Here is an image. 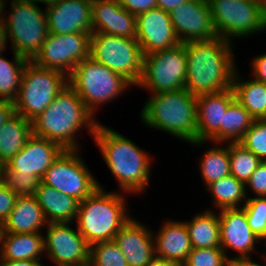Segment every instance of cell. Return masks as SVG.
<instances>
[{
    "label": "cell",
    "instance_id": "obj_40",
    "mask_svg": "<svg viewBox=\"0 0 266 266\" xmlns=\"http://www.w3.org/2000/svg\"><path fill=\"white\" fill-rule=\"evenodd\" d=\"M256 197H266V161H262L245 184Z\"/></svg>",
    "mask_w": 266,
    "mask_h": 266
},
{
    "label": "cell",
    "instance_id": "obj_44",
    "mask_svg": "<svg viewBox=\"0 0 266 266\" xmlns=\"http://www.w3.org/2000/svg\"><path fill=\"white\" fill-rule=\"evenodd\" d=\"M16 113L12 101L0 99V128Z\"/></svg>",
    "mask_w": 266,
    "mask_h": 266
},
{
    "label": "cell",
    "instance_id": "obj_20",
    "mask_svg": "<svg viewBox=\"0 0 266 266\" xmlns=\"http://www.w3.org/2000/svg\"><path fill=\"white\" fill-rule=\"evenodd\" d=\"M63 151L57 143L32 134L24 147L5 165L15 172L35 175L42 180L46 170Z\"/></svg>",
    "mask_w": 266,
    "mask_h": 266
},
{
    "label": "cell",
    "instance_id": "obj_37",
    "mask_svg": "<svg viewBox=\"0 0 266 266\" xmlns=\"http://www.w3.org/2000/svg\"><path fill=\"white\" fill-rule=\"evenodd\" d=\"M243 208L252 231L262 239L266 235V197H247Z\"/></svg>",
    "mask_w": 266,
    "mask_h": 266
},
{
    "label": "cell",
    "instance_id": "obj_42",
    "mask_svg": "<svg viewBox=\"0 0 266 266\" xmlns=\"http://www.w3.org/2000/svg\"><path fill=\"white\" fill-rule=\"evenodd\" d=\"M118 2L120 6L135 16L157 8V0H118Z\"/></svg>",
    "mask_w": 266,
    "mask_h": 266
},
{
    "label": "cell",
    "instance_id": "obj_15",
    "mask_svg": "<svg viewBox=\"0 0 266 266\" xmlns=\"http://www.w3.org/2000/svg\"><path fill=\"white\" fill-rule=\"evenodd\" d=\"M169 14L180 43L212 40L218 37L208 0H188Z\"/></svg>",
    "mask_w": 266,
    "mask_h": 266
},
{
    "label": "cell",
    "instance_id": "obj_21",
    "mask_svg": "<svg viewBox=\"0 0 266 266\" xmlns=\"http://www.w3.org/2000/svg\"><path fill=\"white\" fill-rule=\"evenodd\" d=\"M92 33L136 39V16L120 6L118 0L92 1Z\"/></svg>",
    "mask_w": 266,
    "mask_h": 266
},
{
    "label": "cell",
    "instance_id": "obj_16",
    "mask_svg": "<svg viewBox=\"0 0 266 266\" xmlns=\"http://www.w3.org/2000/svg\"><path fill=\"white\" fill-rule=\"evenodd\" d=\"M220 243L227 258L232 262L241 258H250L255 244L261 239L248 224L244 208H227L219 212ZM229 249L236 251V256L229 257Z\"/></svg>",
    "mask_w": 266,
    "mask_h": 266
},
{
    "label": "cell",
    "instance_id": "obj_32",
    "mask_svg": "<svg viewBox=\"0 0 266 266\" xmlns=\"http://www.w3.org/2000/svg\"><path fill=\"white\" fill-rule=\"evenodd\" d=\"M13 62L0 54V99L14 102L28 60L13 52Z\"/></svg>",
    "mask_w": 266,
    "mask_h": 266
},
{
    "label": "cell",
    "instance_id": "obj_7",
    "mask_svg": "<svg viewBox=\"0 0 266 266\" xmlns=\"http://www.w3.org/2000/svg\"><path fill=\"white\" fill-rule=\"evenodd\" d=\"M9 17H4L7 39L12 51L32 61L48 35L45 9L33 0H11ZM10 37V38H9Z\"/></svg>",
    "mask_w": 266,
    "mask_h": 266
},
{
    "label": "cell",
    "instance_id": "obj_41",
    "mask_svg": "<svg viewBox=\"0 0 266 266\" xmlns=\"http://www.w3.org/2000/svg\"><path fill=\"white\" fill-rule=\"evenodd\" d=\"M17 197L0 179V225L8 218L14 208Z\"/></svg>",
    "mask_w": 266,
    "mask_h": 266
},
{
    "label": "cell",
    "instance_id": "obj_33",
    "mask_svg": "<svg viewBox=\"0 0 266 266\" xmlns=\"http://www.w3.org/2000/svg\"><path fill=\"white\" fill-rule=\"evenodd\" d=\"M199 164L202 180L207 187L209 184L231 174L229 143L223 148L216 146L206 149Z\"/></svg>",
    "mask_w": 266,
    "mask_h": 266
},
{
    "label": "cell",
    "instance_id": "obj_28",
    "mask_svg": "<svg viewBox=\"0 0 266 266\" xmlns=\"http://www.w3.org/2000/svg\"><path fill=\"white\" fill-rule=\"evenodd\" d=\"M237 68L232 80L235 99L254 119L266 120V84L256 79L241 81Z\"/></svg>",
    "mask_w": 266,
    "mask_h": 266
},
{
    "label": "cell",
    "instance_id": "obj_8",
    "mask_svg": "<svg viewBox=\"0 0 266 266\" xmlns=\"http://www.w3.org/2000/svg\"><path fill=\"white\" fill-rule=\"evenodd\" d=\"M67 85L68 76L64 73L42 68L28 61L22 75L19 93L13 102L16 113L32 121Z\"/></svg>",
    "mask_w": 266,
    "mask_h": 266
},
{
    "label": "cell",
    "instance_id": "obj_6",
    "mask_svg": "<svg viewBox=\"0 0 266 266\" xmlns=\"http://www.w3.org/2000/svg\"><path fill=\"white\" fill-rule=\"evenodd\" d=\"M68 84L77 92L94 115L98 105L115 100L132 84L91 56L78 63L68 77Z\"/></svg>",
    "mask_w": 266,
    "mask_h": 266
},
{
    "label": "cell",
    "instance_id": "obj_24",
    "mask_svg": "<svg viewBox=\"0 0 266 266\" xmlns=\"http://www.w3.org/2000/svg\"><path fill=\"white\" fill-rule=\"evenodd\" d=\"M34 197L42 208L47 223H73L76 220L79 201L74 197L42 182L39 183Z\"/></svg>",
    "mask_w": 266,
    "mask_h": 266
},
{
    "label": "cell",
    "instance_id": "obj_10",
    "mask_svg": "<svg viewBox=\"0 0 266 266\" xmlns=\"http://www.w3.org/2000/svg\"><path fill=\"white\" fill-rule=\"evenodd\" d=\"M213 25L218 37H248L266 30L258 0H208Z\"/></svg>",
    "mask_w": 266,
    "mask_h": 266
},
{
    "label": "cell",
    "instance_id": "obj_38",
    "mask_svg": "<svg viewBox=\"0 0 266 266\" xmlns=\"http://www.w3.org/2000/svg\"><path fill=\"white\" fill-rule=\"evenodd\" d=\"M222 248H192L181 266H230Z\"/></svg>",
    "mask_w": 266,
    "mask_h": 266
},
{
    "label": "cell",
    "instance_id": "obj_34",
    "mask_svg": "<svg viewBox=\"0 0 266 266\" xmlns=\"http://www.w3.org/2000/svg\"><path fill=\"white\" fill-rule=\"evenodd\" d=\"M229 157L231 175L244 184L247 183L258 165L262 162L240 142H229Z\"/></svg>",
    "mask_w": 266,
    "mask_h": 266
},
{
    "label": "cell",
    "instance_id": "obj_45",
    "mask_svg": "<svg viewBox=\"0 0 266 266\" xmlns=\"http://www.w3.org/2000/svg\"><path fill=\"white\" fill-rule=\"evenodd\" d=\"M1 266H44L39 260H2Z\"/></svg>",
    "mask_w": 266,
    "mask_h": 266
},
{
    "label": "cell",
    "instance_id": "obj_11",
    "mask_svg": "<svg viewBox=\"0 0 266 266\" xmlns=\"http://www.w3.org/2000/svg\"><path fill=\"white\" fill-rule=\"evenodd\" d=\"M185 44L144 55L143 71L137 87L152 94L185 88L187 76Z\"/></svg>",
    "mask_w": 266,
    "mask_h": 266
},
{
    "label": "cell",
    "instance_id": "obj_55",
    "mask_svg": "<svg viewBox=\"0 0 266 266\" xmlns=\"http://www.w3.org/2000/svg\"><path fill=\"white\" fill-rule=\"evenodd\" d=\"M1 262H2V255H1V249H0V266H1Z\"/></svg>",
    "mask_w": 266,
    "mask_h": 266
},
{
    "label": "cell",
    "instance_id": "obj_47",
    "mask_svg": "<svg viewBox=\"0 0 266 266\" xmlns=\"http://www.w3.org/2000/svg\"><path fill=\"white\" fill-rule=\"evenodd\" d=\"M147 266H181L177 262L155 257Z\"/></svg>",
    "mask_w": 266,
    "mask_h": 266
},
{
    "label": "cell",
    "instance_id": "obj_26",
    "mask_svg": "<svg viewBox=\"0 0 266 266\" xmlns=\"http://www.w3.org/2000/svg\"><path fill=\"white\" fill-rule=\"evenodd\" d=\"M2 260H40L44 252L42 233L0 232Z\"/></svg>",
    "mask_w": 266,
    "mask_h": 266
},
{
    "label": "cell",
    "instance_id": "obj_27",
    "mask_svg": "<svg viewBox=\"0 0 266 266\" xmlns=\"http://www.w3.org/2000/svg\"><path fill=\"white\" fill-rule=\"evenodd\" d=\"M203 212L195 214L191 221H185L191 246L192 248H221L219 214L210 209Z\"/></svg>",
    "mask_w": 266,
    "mask_h": 266
},
{
    "label": "cell",
    "instance_id": "obj_5",
    "mask_svg": "<svg viewBox=\"0 0 266 266\" xmlns=\"http://www.w3.org/2000/svg\"><path fill=\"white\" fill-rule=\"evenodd\" d=\"M118 193L98 187L79 202L76 226L90 246L114 240L116 233L131 218L127 214L126 198L122 192Z\"/></svg>",
    "mask_w": 266,
    "mask_h": 266
},
{
    "label": "cell",
    "instance_id": "obj_52",
    "mask_svg": "<svg viewBox=\"0 0 266 266\" xmlns=\"http://www.w3.org/2000/svg\"><path fill=\"white\" fill-rule=\"evenodd\" d=\"M33 1H35L37 3H43L45 5H49V4H52V3L57 2L59 0H33Z\"/></svg>",
    "mask_w": 266,
    "mask_h": 266
},
{
    "label": "cell",
    "instance_id": "obj_3",
    "mask_svg": "<svg viewBox=\"0 0 266 266\" xmlns=\"http://www.w3.org/2000/svg\"><path fill=\"white\" fill-rule=\"evenodd\" d=\"M93 137L122 192H144L150 181L152 157L136 143L101 123H98Z\"/></svg>",
    "mask_w": 266,
    "mask_h": 266
},
{
    "label": "cell",
    "instance_id": "obj_25",
    "mask_svg": "<svg viewBox=\"0 0 266 266\" xmlns=\"http://www.w3.org/2000/svg\"><path fill=\"white\" fill-rule=\"evenodd\" d=\"M47 224L34 196L17 197L14 208L1 225V232L42 233L41 227Z\"/></svg>",
    "mask_w": 266,
    "mask_h": 266
},
{
    "label": "cell",
    "instance_id": "obj_30",
    "mask_svg": "<svg viewBox=\"0 0 266 266\" xmlns=\"http://www.w3.org/2000/svg\"><path fill=\"white\" fill-rule=\"evenodd\" d=\"M207 191L213 196L212 201L217 209L242 208L240 202L247 200V190L242 181L233 175H227L207 186Z\"/></svg>",
    "mask_w": 266,
    "mask_h": 266
},
{
    "label": "cell",
    "instance_id": "obj_36",
    "mask_svg": "<svg viewBox=\"0 0 266 266\" xmlns=\"http://www.w3.org/2000/svg\"><path fill=\"white\" fill-rule=\"evenodd\" d=\"M0 179L4 185L12 190L18 197L34 196L41 182L35 175L15 172L6 165L4 166Z\"/></svg>",
    "mask_w": 266,
    "mask_h": 266
},
{
    "label": "cell",
    "instance_id": "obj_39",
    "mask_svg": "<svg viewBox=\"0 0 266 266\" xmlns=\"http://www.w3.org/2000/svg\"><path fill=\"white\" fill-rule=\"evenodd\" d=\"M240 143L261 161H266V120L254 119Z\"/></svg>",
    "mask_w": 266,
    "mask_h": 266
},
{
    "label": "cell",
    "instance_id": "obj_46",
    "mask_svg": "<svg viewBox=\"0 0 266 266\" xmlns=\"http://www.w3.org/2000/svg\"><path fill=\"white\" fill-rule=\"evenodd\" d=\"M188 0H157V7L161 8L165 12L170 13L181 3L187 2Z\"/></svg>",
    "mask_w": 266,
    "mask_h": 266
},
{
    "label": "cell",
    "instance_id": "obj_1",
    "mask_svg": "<svg viewBox=\"0 0 266 266\" xmlns=\"http://www.w3.org/2000/svg\"><path fill=\"white\" fill-rule=\"evenodd\" d=\"M184 44L188 69L185 88L190 93L198 96L232 87L236 61L230 41L217 37Z\"/></svg>",
    "mask_w": 266,
    "mask_h": 266
},
{
    "label": "cell",
    "instance_id": "obj_9",
    "mask_svg": "<svg viewBox=\"0 0 266 266\" xmlns=\"http://www.w3.org/2000/svg\"><path fill=\"white\" fill-rule=\"evenodd\" d=\"M90 56L137 86L142 77L144 55L136 39L92 33Z\"/></svg>",
    "mask_w": 266,
    "mask_h": 266
},
{
    "label": "cell",
    "instance_id": "obj_54",
    "mask_svg": "<svg viewBox=\"0 0 266 266\" xmlns=\"http://www.w3.org/2000/svg\"><path fill=\"white\" fill-rule=\"evenodd\" d=\"M262 240H265L264 242L266 243V235L261 239V241H262ZM264 257H266L265 254H264ZM265 261H266V260H265Z\"/></svg>",
    "mask_w": 266,
    "mask_h": 266
},
{
    "label": "cell",
    "instance_id": "obj_35",
    "mask_svg": "<svg viewBox=\"0 0 266 266\" xmlns=\"http://www.w3.org/2000/svg\"><path fill=\"white\" fill-rule=\"evenodd\" d=\"M89 266H128L125 255L114 240L90 246Z\"/></svg>",
    "mask_w": 266,
    "mask_h": 266
},
{
    "label": "cell",
    "instance_id": "obj_14",
    "mask_svg": "<svg viewBox=\"0 0 266 266\" xmlns=\"http://www.w3.org/2000/svg\"><path fill=\"white\" fill-rule=\"evenodd\" d=\"M70 223H48L44 252L58 266H89L90 245Z\"/></svg>",
    "mask_w": 266,
    "mask_h": 266
},
{
    "label": "cell",
    "instance_id": "obj_17",
    "mask_svg": "<svg viewBox=\"0 0 266 266\" xmlns=\"http://www.w3.org/2000/svg\"><path fill=\"white\" fill-rule=\"evenodd\" d=\"M235 100L232 87L221 92L196 96V141L190 144L200 146L210 140L216 145L220 144V128L223 126L224 114Z\"/></svg>",
    "mask_w": 266,
    "mask_h": 266
},
{
    "label": "cell",
    "instance_id": "obj_13",
    "mask_svg": "<svg viewBox=\"0 0 266 266\" xmlns=\"http://www.w3.org/2000/svg\"><path fill=\"white\" fill-rule=\"evenodd\" d=\"M92 33L51 34L32 62L70 76L75 66L90 56Z\"/></svg>",
    "mask_w": 266,
    "mask_h": 266
},
{
    "label": "cell",
    "instance_id": "obj_29",
    "mask_svg": "<svg viewBox=\"0 0 266 266\" xmlns=\"http://www.w3.org/2000/svg\"><path fill=\"white\" fill-rule=\"evenodd\" d=\"M32 135V122L15 113L0 128V158L6 164Z\"/></svg>",
    "mask_w": 266,
    "mask_h": 266
},
{
    "label": "cell",
    "instance_id": "obj_19",
    "mask_svg": "<svg viewBox=\"0 0 266 266\" xmlns=\"http://www.w3.org/2000/svg\"><path fill=\"white\" fill-rule=\"evenodd\" d=\"M48 33H92L91 0H59L46 6Z\"/></svg>",
    "mask_w": 266,
    "mask_h": 266
},
{
    "label": "cell",
    "instance_id": "obj_43",
    "mask_svg": "<svg viewBox=\"0 0 266 266\" xmlns=\"http://www.w3.org/2000/svg\"><path fill=\"white\" fill-rule=\"evenodd\" d=\"M251 64L254 79L266 84V53L256 55Z\"/></svg>",
    "mask_w": 266,
    "mask_h": 266
},
{
    "label": "cell",
    "instance_id": "obj_49",
    "mask_svg": "<svg viewBox=\"0 0 266 266\" xmlns=\"http://www.w3.org/2000/svg\"><path fill=\"white\" fill-rule=\"evenodd\" d=\"M7 43L8 39L4 24H0V54L6 50Z\"/></svg>",
    "mask_w": 266,
    "mask_h": 266
},
{
    "label": "cell",
    "instance_id": "obj_48",
    "mask_svg": "<svg viewBox=\"0 0 266 266\" xmlns=\"http://www.w3.org/2000/svg\"><path fill=\"white\" fill-rule=\"evenodd\" d=\"M230 266H262V264L256 263L254 260H252V257H251V258H241V259L232 261L230 263Z\"/></svg>",
    "mask_w": 266,
    "mask_h": 266
},
{
    "label": "cell",
    "instance_id": "obj_53",
    "mask_svg": "<svg viewBox=\"0 0 266 266\" xmlns=\"http://www.w3.org/2000/svg\"><path fill=\"white\" fill-rule=\"evenodd\" d=\"M4 166H5V163H4V161L0 158V178H1L2 171H3V169H4Z\"/></svg>",
    "mask_w": 266,
    "mask_h": 266
},
{
    "label": "cell",
    "instance_id": "obj_18",
    "mask_svg": "<svg viewBox=\"0 0 266 266\" xmlns=\"http://www.w3.org/2000/svg\"><path fill=\"white\" fill-rule=\"evenodd\" d=\"M136 40L143 55L172 48L180 43L170 14L161 8L150 9L136 16Z\"/></svg>",
    "mask_w": 266,
    "mask_h": 266
},
{
    "label": "cell",
    "instance_id": "obj_23",
    "mask_svg": "<svg viewBox=\"0 0 266 266\" xmlns=\"http://www.w3.org/2000/svg\"><path fill=\"white\" fill-rule=\"evenodd\" d=\"M157 257L182 265L192 250L189 232L184 221L166 220L159 232H153Z\"/></svg>",
    "mask_w": 266,
    "mask_h": 266
},
{
    "label": "cell",
    "instance_id": "obj_4",
    "mask_svg": "<svg viewBox=\"0 0 266 266\" xmlns=\"http://www.w3.org/2000/svg\"><path fill=\"white\" fill-rule=\"evenodd\" d=\"M142 122L188 143L196 141V96L186 88L151 94L141 110Z\"/></svg>",
    "mask_w": 266,
    "mask_h": 266
},
{
    "label": "cell",
    "instance_id": "obj_31",
    "mask_svg": "<svg viewBox=\"0 0 266 266\" xmlns=\"http://www.w3.org/2000/svg\"><path fill=\"white\" fill-rule=\"evenodd\" d=\"M254 118L248 110L235 100L224 114L220 128V145L225 142H240L245 132L251 127Z\"/></svg>",
    "mask_w": 266,
    "mask_h": 266
},
{
    "label": "cell",
    "instance_id": "obj_2",
    "mask_svg": "<svg viewBox=\"0 0 266 266\" xmlns=\"http://www.w3.org/2000/svg\"><path fill=\"white\" fill-rule=\"evenodd\" d=\"M31 122L32 134L55 142L64 150H78L79 129L86 126L93 136L99 123L69 84Z\"/></svg>",
    "mask_w": 266,
    "mask_h": 266
},
{
    "label": "cell",
    "instance_id": "obj_12",
    "mask_svg": "<svg viewBox=\"0 0 266 266\" xmlns=\"http://www.w3.org/2000/svg\"><path fill=\"white\" fill-rule=\"evenodd\" d=\"M78 152L80 150H64L46 170L41 182L81 202L102 186Z\"/></svg>",
    "mask_w": 266,
    "mask_h": 266
},
{
    "label": "cell",
    "instance_id": "obj_50",
    "mask_svg": "<svg viewBox=\"0 0 266 266\" xmlns=\"http://www.w3.org/2000/svg\"><path fill=\"white\" fill-rule=\"evenodd\" d=\"M7 2L0 0V24H3L4 22V17L6 16L4 13V8L6 6Z\"/></svg>",
    "mask_w": 266,
    "mask_h": 266
},
{
    "label": "cell",
    "instance_id": "obj_22",
    "mask_svg": "<svg viewBox=\"0 0 266 266\" xmlns=\"http://www.w3.org/2000/svg\"><path fill=\"white\" fill-rule=\"evenodd\" d=\"M114 241L128 266H147L156 257L153 232L133 217L116 233Z\"/></svg>",
    "mask_w": 266,
    "mask_h": 266
},
{
    "label": "cell",
    "instance_id": "obj_51",
    "mask_svg": "<svg viewBox=\"0 0 266 266\" xmlns=\"http://www.w3.org/2000/svg\"><path fill=\"white\" fill-rule=\"evenodd\" d=\"M262 16L266 20V0H258Z\"/></svg>",
    "mask_w": 266,
    "mask_h": 266
}]
</instances>
